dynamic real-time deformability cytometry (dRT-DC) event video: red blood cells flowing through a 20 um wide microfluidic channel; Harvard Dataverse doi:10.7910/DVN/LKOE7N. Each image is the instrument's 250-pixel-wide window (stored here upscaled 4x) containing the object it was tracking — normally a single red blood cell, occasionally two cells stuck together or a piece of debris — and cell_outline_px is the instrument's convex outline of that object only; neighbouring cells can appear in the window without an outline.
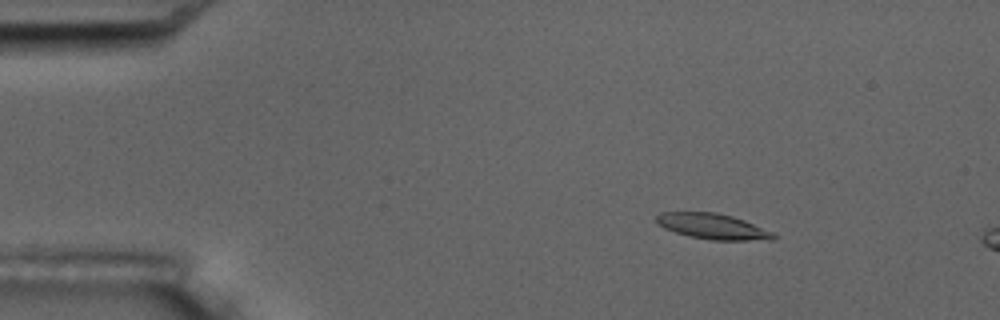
{"species": "common noctule bat (a hibernating species)", "species_latin": "Nyctalus noctula", "temperature_condition": "room temperature", "stored_images_in_passage": 4, "camera_frame_rate_fps": 3000, "um_per_image_px": 0.085, "animal": {"sex": "male", "body_mass_g": 17.5, "forearm_length_mm": 52.3}, "frame": {"image": 1, "passage_image": 2, "time_ms": 2.333, "image_size_px": [1000, 320], "cell_outline_px": [[776, 236], [772, 240], [712, 240], [688, 236], [664, 228], [656, 224], [656, 216], [660, 212], [716, 212], [732, 216], [744, 220], [772, 232]], "centroid_in_image_um": [60.54, 19.24], "position_along_channel_um": 24.5, "area_um2": 17.4}}